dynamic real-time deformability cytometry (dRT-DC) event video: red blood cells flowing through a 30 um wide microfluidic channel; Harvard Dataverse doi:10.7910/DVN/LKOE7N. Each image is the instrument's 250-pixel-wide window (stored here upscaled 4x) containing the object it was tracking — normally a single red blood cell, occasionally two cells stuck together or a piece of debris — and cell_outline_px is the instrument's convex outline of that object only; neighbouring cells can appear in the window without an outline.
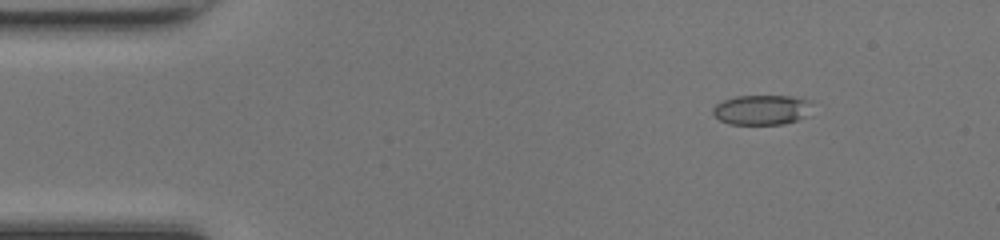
{"species": "common noctule bat (a hibernating species)", "species_latin": "Nyctalus noctula", "temperature_condition": "room temperature", "stored_images_in_passage": 48, "camera_frame_rate_fps": 3000, "um_per_image_px": 0.085, "animal": {"sex": "female", "body_mass_g": 17.0, "forearm_length_mm": 48.0}, "frame": {"image": 1, "passage_image": 6, "time_ms": 1.667, "image_size_px": [1000, 240], "cell_outline_px": [[808, 100], [804, 116], [796, 120], [784, 124], [728, 124], [720, 120], [712, 112], [712, 108], [716, 104], [724, 100], [736, 96], [788, 96]], "centroid_in_image_um": [64.63, 9.34], "position_along_channel_um": 20.4, "area_um2": 16.76}}
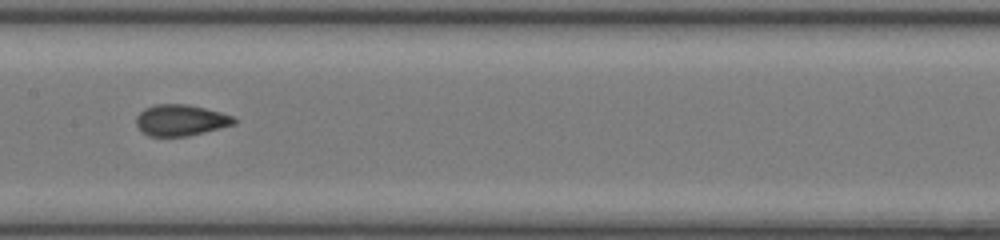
{"frame": {"image": 2, "passage_image": 24, "time_ms": 7.667, "image_size_px": [1000, 240], "cell_outline_px": [[236, 124], [188, 136], [148, 136], [136, 124], [136, 116], [144, 108], [156, 104], [188, 104], [220, 112], [232, 116], [236, 120]], "centroid_in_image_um": [15.35, 10.21], "position_along_channel_um": 192.0, "area_um2": 17.69}}
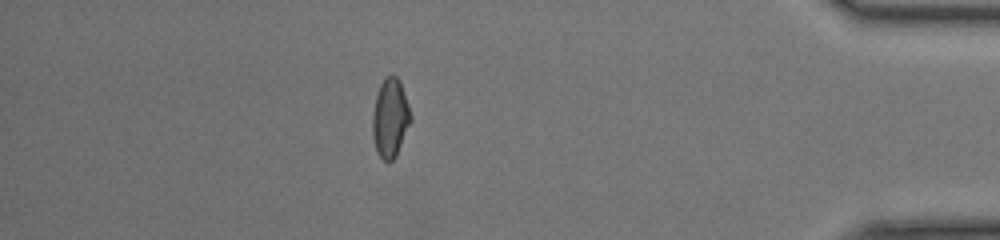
{"frame": {"image": 3, "passage_image": 42, "time_ms": 13.667, "image_size_px": [1000, 240], "cell_outline_px": [[412, 120], [396, 156], [388, 164], [376, 152], [372, 136], [372, 112], [376, 92], [380, 84], [392, 72], [400, 80], [412, 116]], "centroid_in_image_um": [33.16, 10.03], "position_along_channel_um": 402.0, "area_um2": 17.92}, "authors_computed_cell_mechanics": {"area_um2": 17.5134, "velocity_mm_per_s": 4.2997, "shape_relaxation_time_tau1_ms": null, "shape_relaxation_time_tau2_ms": 0.7458, "deformation_change_tau1": null, "deformation_change_tau2": 0.0606}}